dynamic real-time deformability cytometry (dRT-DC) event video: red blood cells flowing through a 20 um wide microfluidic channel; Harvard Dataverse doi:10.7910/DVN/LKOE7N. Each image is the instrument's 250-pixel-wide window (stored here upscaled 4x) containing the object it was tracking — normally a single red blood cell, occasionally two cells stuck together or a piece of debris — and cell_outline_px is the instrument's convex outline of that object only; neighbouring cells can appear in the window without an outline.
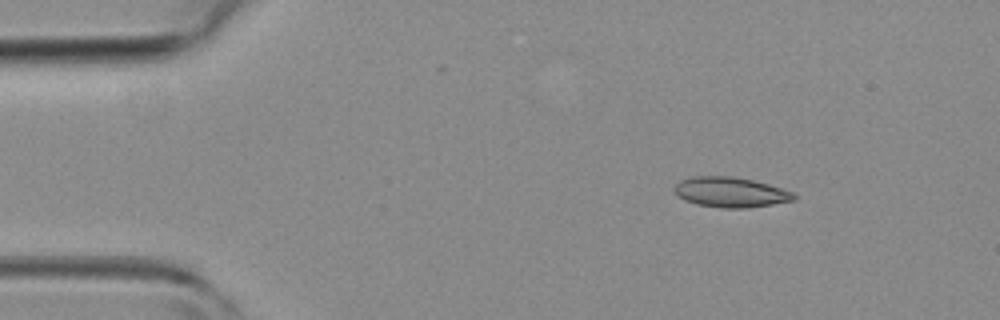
{"species": "common noctule bat (a hibernating species)", "species_latin": "Nyctalus noctula", "temperature_condition": "room temperature", "stored_images_in_passage": 5, "camera_frame_rate_fps": 3000, "um_per_image_px": 0.085, "animal": {"sex": "female", "body_mass_g": 19.3, "forearm_length_mm": 54.1}, "frame": {"image": 1, "passage_image": 1, "time_ms": 0.0, "image_size_px": [1000, 320], "cell_outline_px": [[796, 200], [748, 208], [720, 208], [696, 204], [684, 200], [672, 188], [680, 180], [692, 176], [732, 176], [752, 180], [768, 184], [792, 192], [796, 196]], "centroid_in_image_um": [62.08, 16.34], "position_along_channel_um": 22.9, "area_um2": 20.98}}